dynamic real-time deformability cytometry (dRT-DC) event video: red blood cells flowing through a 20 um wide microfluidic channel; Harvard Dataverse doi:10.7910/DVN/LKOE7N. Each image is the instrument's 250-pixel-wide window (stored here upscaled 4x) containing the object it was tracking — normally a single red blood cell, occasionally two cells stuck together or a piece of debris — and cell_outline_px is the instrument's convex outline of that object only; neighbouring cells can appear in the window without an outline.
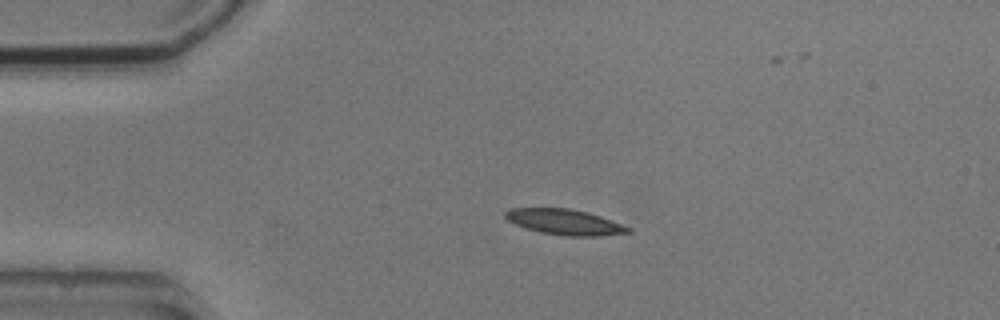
{"species": "common noctule bat (a hibernating species)", "species_latin": "Nyctalus noctula", "temperature_condition": "cold", "stored_images_in_passage": 5, "camera_frame_rate_fps": 3000, "um_per_image_px": 0.085, "animal": {"sex": "male", "body_mass_g": 20.5, "forearm_length_mm": 52.5}, "frame": {"image": 1, "passage_image": 3, "time_ms": 2.667, "image_size_px": [1000, 320], "cell_outline_px": [[632, 232], [600, 236], [564, 236], [544, 232], [528, 228], [516, 224], [508, 220], [504, 216], [504, 212], [508, 208], [568, 208], [588, 212], [600, 216], [632, 228]], "centroid_in_image_um": [48.02, 18.86], "position_along_channel_um": 37.0, "area_um2": 18.15}}
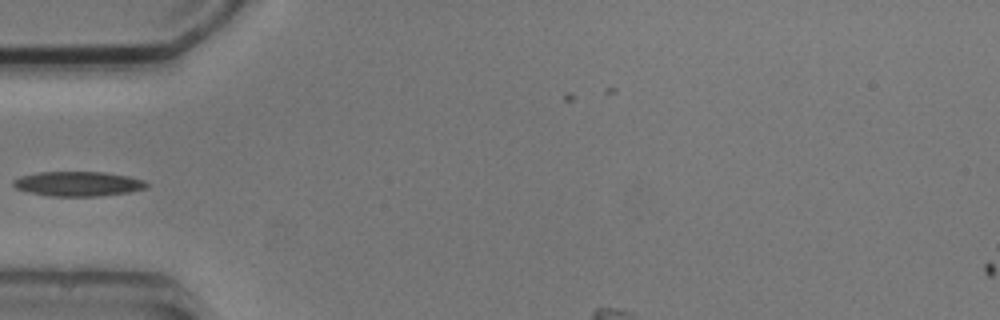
{"frame": {"image": 2, "passage_image": 4, "time_ms": 4.667, "image_size_px": [1000, 320], "cell_outline_px": [[148, 188], [128, 192], [96, 196], [52, 196], [28, 192], [16, 188], [12, 184], [12, 180], [20, 176], [40, 172], [104, 172], [128, 176], [144, 180], [148, 184]], "centroid_in_image_um": [6.63, 15.62], "position_along_channel_um": 78.4, "area_um2": 19.13}}